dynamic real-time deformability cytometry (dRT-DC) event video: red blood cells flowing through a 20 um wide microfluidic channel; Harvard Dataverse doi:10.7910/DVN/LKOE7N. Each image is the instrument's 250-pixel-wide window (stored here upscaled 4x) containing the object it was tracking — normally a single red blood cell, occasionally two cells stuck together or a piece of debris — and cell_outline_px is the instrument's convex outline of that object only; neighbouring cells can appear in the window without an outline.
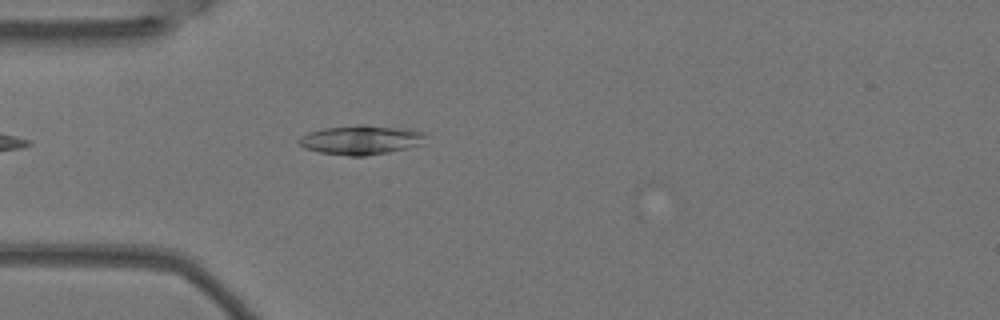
{"species": "Egyptian fruit bat (a non-hibernating species)", "species_latin": "Rousettus aegyptiacus", "temperature_condition": "warm", "stored_images_in_passage": 2, "camera_frame_rate_fps": 3000, "um_per_image_px": 0.085, "animal": {"sex": "female"}, "frame": {"image": 1, "passage_image": 2, "time_ms": 0.333, "image_size_px": [1000, 320], "cell_outline_px": [[424, 144], [388, 152], [364, 156], [348, 156], [320, 152], [304, 148], [296, 140], [300, 136], [308, 132], [324, 128], [360, 124], [364, 124], [400, 128], [424, 132]], "centroid_in_image_um": [30.64, 11.89], "position_along_channel_um": 54.4, "area_um2": 21.62}}